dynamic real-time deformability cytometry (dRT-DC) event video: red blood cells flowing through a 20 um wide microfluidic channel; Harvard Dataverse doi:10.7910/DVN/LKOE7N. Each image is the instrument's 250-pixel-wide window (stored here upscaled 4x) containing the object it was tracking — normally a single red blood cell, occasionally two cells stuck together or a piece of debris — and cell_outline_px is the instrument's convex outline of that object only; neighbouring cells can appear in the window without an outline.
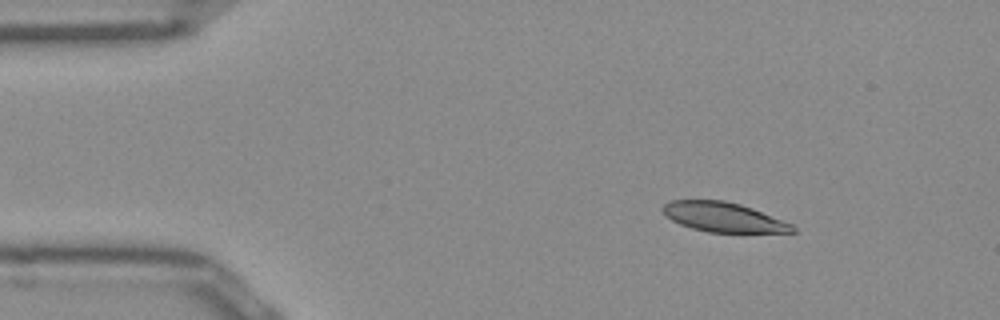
{"species": "Egyptian fruit bat (a non-hibernating species)", "species_latin": "Rousettus aegyptiacus", "temperature_condition": "room temperature", "stored_images_in_passage": 45, "camera_frame_rate_fps": 3000, "um_per_image_px": 0.085, "frame": {"image": 1, "passage_image": 1, "time_ms": 0.0, "image_size_px": [1000, 320], "cell_outline_px": [[796, 232], [708, 232], [692, 228], [680, 224], [672, 220], [660, 208], [664, 204], [672, 200], [724, 200], [740, 204], [752, 208], [792, 224], [796, 228]], "centroid_in_image_um": [61.48, 18.45], "position_along_channel_um": 23.5, "area_um2": 22.14}}
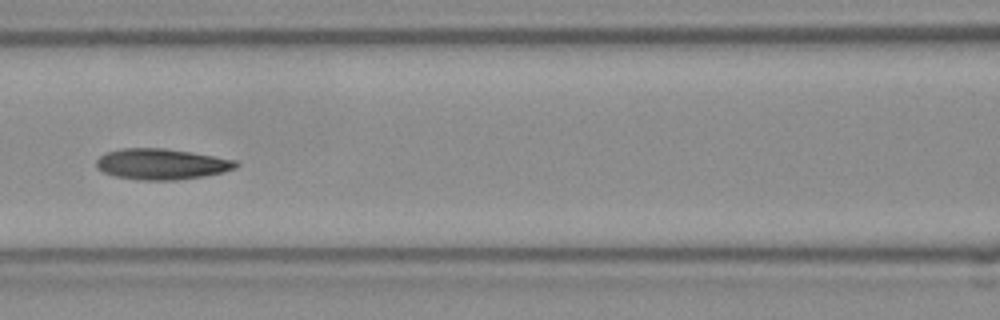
{"frame": {"image": 2, "passage_image": 16, "time_ms": 5.0, "image_size_px": [1000, 320], "cell_outline_px": [[240, 164], [236, 168], [224, 172], [204, 176], [176, 180], [136, 180], [116, 176], [104, 172], [96, 168], [96, 160], [100, 156], [108, 152], [120, 148], [164, 148], [192, 152], [236, 160]], "centroid_in_image_um": [13.74, 13.95], "position_along_channel_um": 152.9, "area_um2": 25.2}}
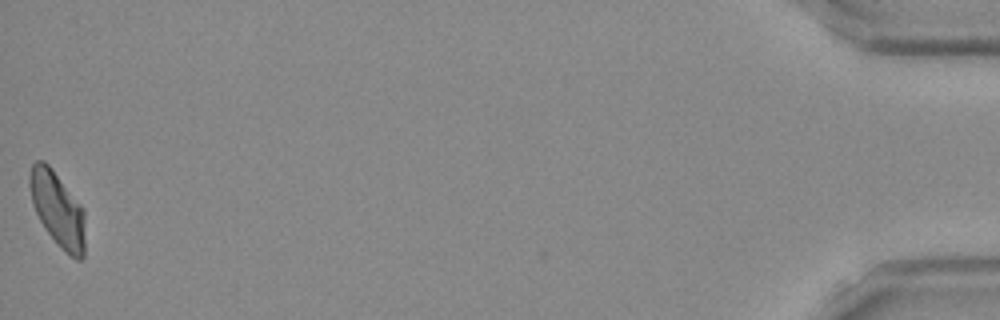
{"frame": {"image": 3, "passage_image": 45, "time_ms": 14.667, "image_size_px": [1000, 320], "cell_outline_px": [[84, 256], [80, 260], [76, 260], [64, 252], [60, 248], [44, 228], [32, 204], [28, 184], [28, 176], [32, 164], [36, 160], [44, 160], [52, 168], [84, 208]], "centroid_in_image_um": [4.88, 17.77], "position_along_channel_um": 430.3, "area_um2": 24.45}, "authors_computed_cell_mechanics": {"area_um2": 24.4494, "velocity_mm_per_s": 3.9372, "shape_relaxation_time_tau1_ms": 8.8957, "shape_relaxation_time_tau2_ms": 4.0356, "deformation_change_tau1": 0.2094, "deformation_change_tau2": 0.113}}